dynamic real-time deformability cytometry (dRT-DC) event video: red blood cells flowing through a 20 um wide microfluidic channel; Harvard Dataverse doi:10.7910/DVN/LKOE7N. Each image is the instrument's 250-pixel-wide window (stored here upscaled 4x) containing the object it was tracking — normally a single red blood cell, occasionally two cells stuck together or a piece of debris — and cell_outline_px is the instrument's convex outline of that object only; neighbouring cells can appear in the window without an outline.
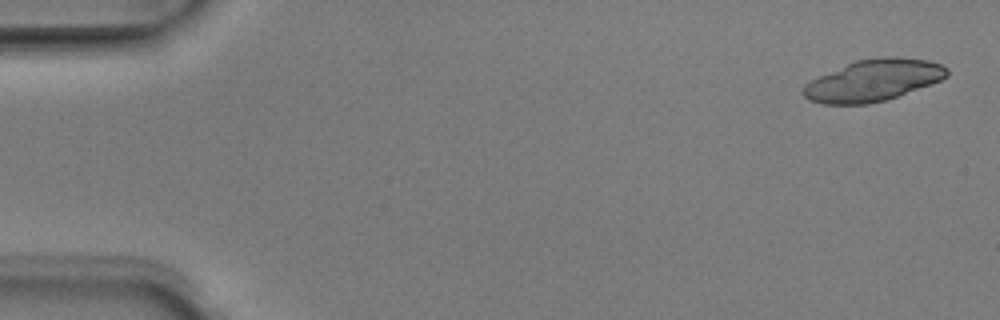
{"species": "Egyptian fruit bat (a non-hibernating species)", "species_latin": "Rousettus aegyptiacus", "temperature_condition": "room temperature", "stored_images_in_passage": 5, "camera_frame_rate_fps": 3000, "um_per_image_px": 0.085, "animal": {"sex": "male"}, "frame": {"image": 1, "passage_image": 1, "time_ms": 0.0, "image_size_px": [1000, 320], "cell_outline_px": [[948, 76], [940, 80], [896, 96], [884, 100], [868, 104], [820, 104], [808, 100], [800, 92], [804, 84], [820, 76], [856, 60], [880, 56], [900, 56], [928, 60], [940, 64], [948, 68]], "centroid_in_image_um": [74.2, 6.82], "position_along_channel_um": 10.8, "area_um2": 34.68}}